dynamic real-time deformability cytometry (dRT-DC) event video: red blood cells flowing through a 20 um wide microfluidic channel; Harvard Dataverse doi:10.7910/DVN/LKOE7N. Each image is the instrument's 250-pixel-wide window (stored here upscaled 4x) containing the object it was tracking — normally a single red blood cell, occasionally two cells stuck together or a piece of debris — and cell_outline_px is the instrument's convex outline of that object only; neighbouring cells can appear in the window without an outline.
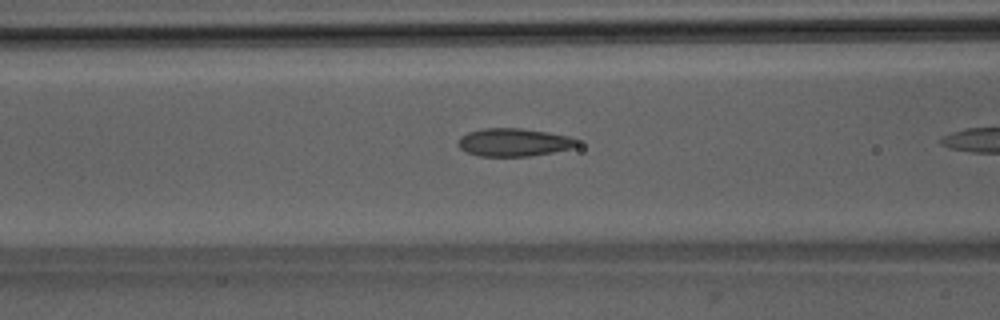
{"species": "Egyptian fruit bat (a non-hibernating species)", "species_latin": "Rousettus aegyptiacus", "temperature_condition": "room temperature", "stored_images_in_passage": 8, "camera_frame_rate_fps": 3000, "um_per_image_px": 0.085, "animal": {"sex": "male"}, "frame": {"image": 1, "passage_image": 7, "time_ms": 2.0, "image_size_px": [1000, 320], "cell_outline_px": [[580, 144], [572, 148], [552, 152], [528, 156], [480, 156], [468, 152], [460, 148], [456, 144], [460, 136], [468, 132], [484, 128], [520, 128], [548, 132], [568, 136], [576, 140]], "centroid_in_image_um": [43.65, 12.09], "position_along_channel_um": 123.0, "area_um2": 19.31}}